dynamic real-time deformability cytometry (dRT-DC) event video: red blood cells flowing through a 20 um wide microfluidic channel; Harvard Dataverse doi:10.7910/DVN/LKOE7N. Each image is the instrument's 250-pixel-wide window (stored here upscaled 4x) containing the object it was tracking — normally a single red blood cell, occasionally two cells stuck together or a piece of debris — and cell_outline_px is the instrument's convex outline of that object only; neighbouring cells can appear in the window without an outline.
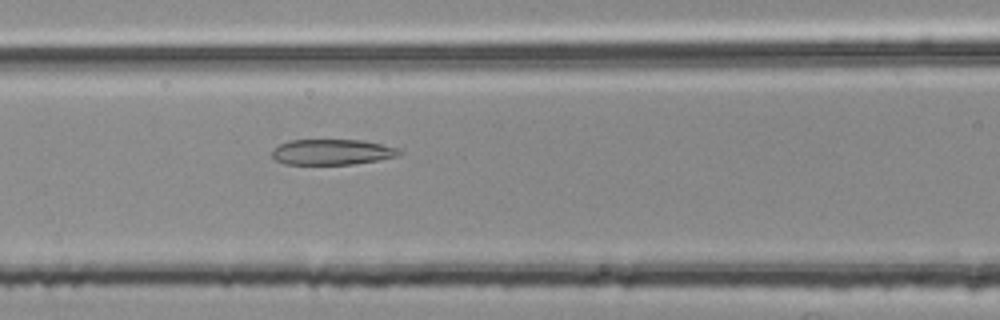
{"species": "common noctule bat (a hibernating species)", "species_latin": "Nyctalus noctula", "temperature_condition": "room temperature", "stored_images_in_passage": 38, "camera_frame_rate_fps": 3000, "um_per_image_px": 0.085, "animal": {"sex": "female", "body_mass_g": 25.1}, "frame": {"image": 1, "passage_image": 16, "time_ms": 5.0, "image_size_px": [1000, 320], "cell_outline_px": [[404, 152], [396, 156], [380, 160], [352, 164], [284, 164], [272, 160], [272, 148], [288, 140], [364, 140], [400, 148]], "centroid_in_image_um": [28.22, 12.92], "position_along_channel_um": 138.4, "area_um2": 19.25}}
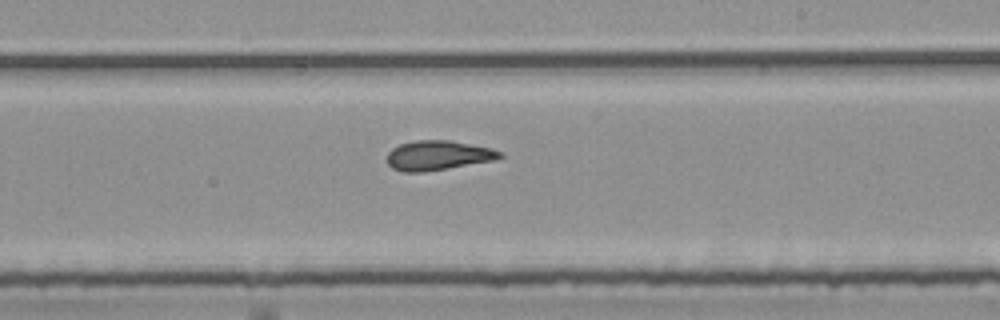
{"frame": {"image": 2, "passage_image": 25, "time_ms": 8.0, "image_size_px": [1000, 320], "cell_outline_px": [[504, 156], [496, 160], [448, 168], [420, 172], [404, 172], [392, 168], [384, 160], [388, 152], [392, 148], [400, 144], [412, 140], [448, 140], [492, 148], [504, 152]], "centroid_in_image_um": [37.22, 13.2], "position_along_channel_um": 251.8, "area_um2": 19.71}}
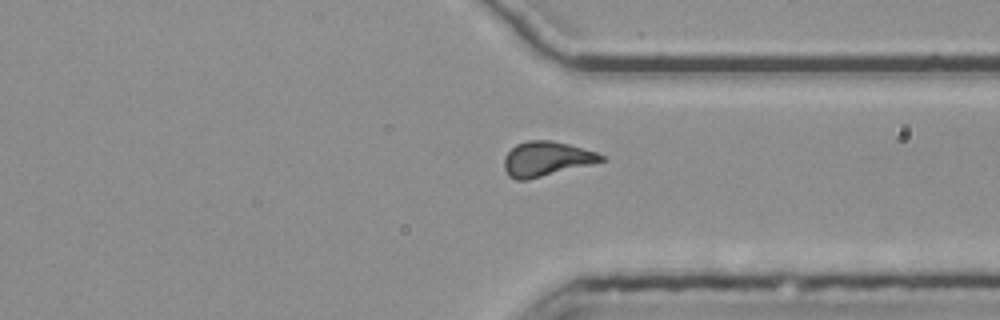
{"frame": {"image": 3, "passage_image": 34, "time_ms": 11.0, "image_size_px": [1000, 320], "cell_outline_px": [[608, 160], [528, 180], [516, 180], [508, 176], [504, 168], [504, 156], [516, 144], [528, 140], [552, 140], [568, 144], [596, 152], [608, 156]], "centroid_in_image_um": [46.46, 13.51], "position_along_channel_um": 364.9, "area_um2": 19.83}}